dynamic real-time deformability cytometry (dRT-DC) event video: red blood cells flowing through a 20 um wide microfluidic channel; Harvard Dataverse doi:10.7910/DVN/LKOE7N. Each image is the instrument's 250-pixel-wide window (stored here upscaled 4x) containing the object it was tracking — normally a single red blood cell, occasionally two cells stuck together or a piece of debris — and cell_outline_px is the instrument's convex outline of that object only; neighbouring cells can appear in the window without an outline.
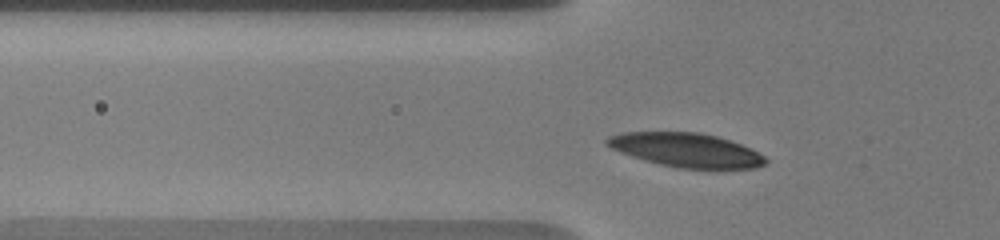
{"species": "human", "species_latin": "Homo sapiens", "temperature_condition": "warm", "stored_images_in_passage": 45, "camera_frame_rate_fps": 3000, "um_per_image_px": 0.085, "donor": {"sex": "male"}, "frame": {"image": 1, "passage_image": 8, "time_ms": 2.333, "image_size_px": [1000, 240], "cell_outline_px": [[768, 160], [764, 164], [756, 168], [716, 172], [680, 168], [660, 164], [644, 160], [620, 152], [604, 144], [604, 140], [608, 136], [624, 132], [700, 132], [716, 136], [752, 148], [764, 156]], "centroid_in_image_um": [58.4, 12.8], "position_along_channel_um": 67.4, "area_um2": 32.37}}
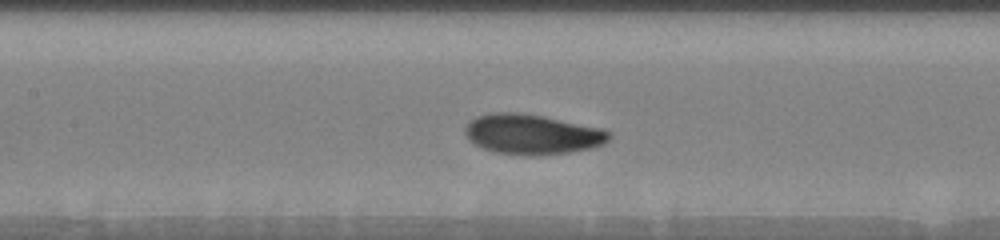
{"frame": {"image": 2, "passage_image": 16, "time_ms": 5.0, "image_size_px": [1000, 240], "cell_outline_px": [[612, 136], [604, 144], [592, 148], [568, 152], [536, 156], [524, 156], [496, 152], [484, 148], [468, 140], [464, 132], [464, 128], [468, 120], [476, 116], [488, 112], [516, 112], [540, 116], [604, 128], [612, 132]], "centroid_in_image_um": [45.22, 11.41], "position_along_channel_um": 162.2, "area_um2": 33.99}}
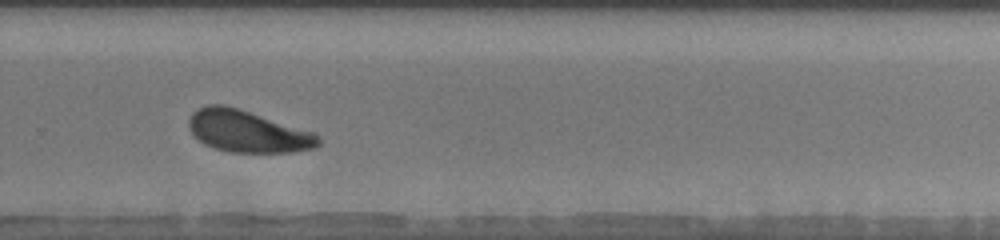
{"frame": {"image": 3, "passage_image": 28, "time_ms": 9.0, "image_size_px": [1000, 240], "cell_outline_px": [[320, 144], [316, 148], [292, 152], [232, 152], [216, 148], [204, 144], [188, 128], [188, 120], [192, 112], [208, 104], [224, 104], [240, 108], [316, 132], [320, 140]], "centroid_in_image_um": [21.08, 11.15], "position_along_channel_um": 308.7, "area_um2": 31.91}, "authors_computed_cell_mechanics": {"area_um2": 31.9056, "velocity_mm_per_s": 3.6758, "shape_relaxation_time_tau1_ms": 1.4988, "shape_relaxation_time_tau2_ms": null, "deformation_change_tau1": 0.1166, "deformation_change_tau2": null}}